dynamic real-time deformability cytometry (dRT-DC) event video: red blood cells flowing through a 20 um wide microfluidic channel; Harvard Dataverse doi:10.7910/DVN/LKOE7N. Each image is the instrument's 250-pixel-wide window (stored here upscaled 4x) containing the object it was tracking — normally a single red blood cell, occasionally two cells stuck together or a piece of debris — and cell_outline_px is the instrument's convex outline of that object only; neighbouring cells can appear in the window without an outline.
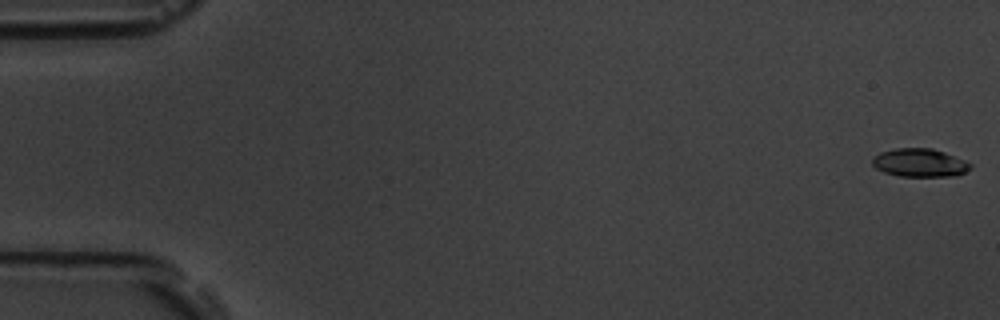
{"species": "common noctule bat (a hibernating species)", "species_latin": "Nyctalus noctula", "temperature_condition": "room temperature", "stored_images_in_passage": 49, "camera_frame_rate_fps": 3000, "um_per_image_px": 0.085, "animal": {"sex": "male", "body_mass_g": 19.5, "forearm_length_mm": 54.6}, "frame": {"image": 1, "passage_image": 1, "time_ms": 0.0, "image_size_px": [1000, 320], "cell_outline_px": [[972, 168], [956, 176], [900, 176], [884, 172], [876, 168], [872, 164], [872, 156], [880, 152], [896, 148], [932, 148], [944, 152], [964, 160], [972, 164]], "centroid_in_image_um": [78.16, 13.83], "position_along_channel_um": 6.8, "area_um2": 16.18}}
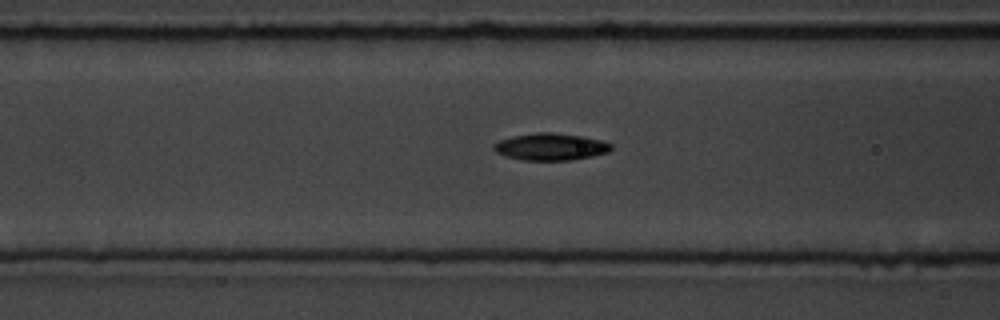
{"frame": {"image": 2, "passage_image": 22, "time_ms": 7.0, "image_size_px": [1000, 320], "cell_outline_px": [[612, 148], [608, 152], [592, 156], [572, 160], [524, 160], [508, 156], [496, 152], [492, 148], [492, 144], [500, 140], [512, 136], [536, 132], [552, 132], [584, 136], [600, 140], [612, 144]], "centroid_in_image_um": [46.8, 12.46], "position_along_channel_um": 119.8, "area_um2": 18.5}}
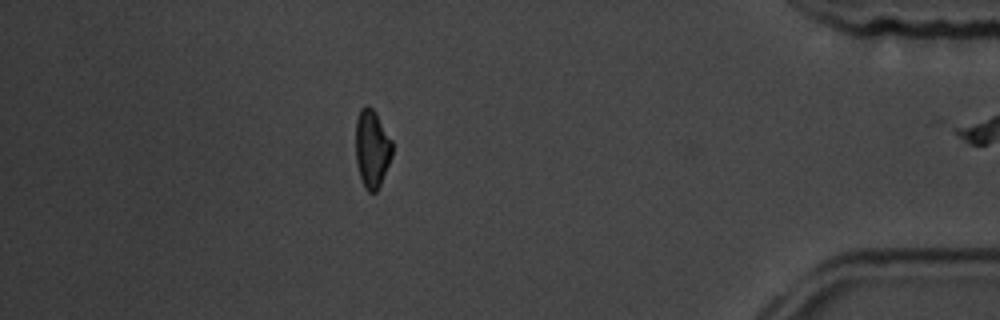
{"frame": {"image": 3, "passage_image": 48, "time_ms": 15.667, "image_size_px": [1000, 320], "cell_outline_px": [[392, 156], [380, 184], [376, 192], [368, 192], [364, 188], [360, 176], [356, 160], [356, 120], [360, 108], [364, 104], [368, 104], [376, 112], [392, 140]], "centroid_in_image_um": [31.61, 12.59], "position_along_channel_um": 403.6, "area_um2": 16.7}}